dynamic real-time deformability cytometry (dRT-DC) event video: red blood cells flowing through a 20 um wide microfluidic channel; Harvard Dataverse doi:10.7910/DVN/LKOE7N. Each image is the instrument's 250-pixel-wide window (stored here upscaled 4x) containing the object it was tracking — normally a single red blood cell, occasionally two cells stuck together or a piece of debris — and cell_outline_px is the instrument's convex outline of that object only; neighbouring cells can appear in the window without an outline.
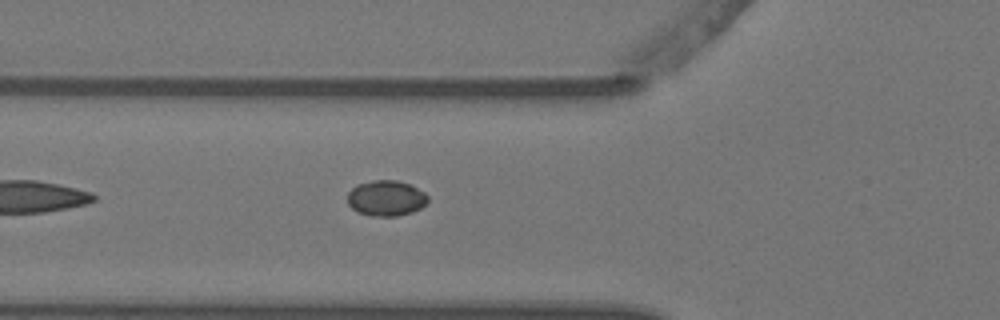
{"species": "Egyptian fruit bat (a non-hibernating species)", "species_latin": "Rousettus aegyptiacus", "temperature_condition": "warm", "stored_images_in_passage": 6, "camera_frame_rate_fps": 3000, "um_per_image_px": 0.085, "animal": {"sex": "female"}, "frame": {"image": 1, "passage_image": 6, "time_ms": 1.667, "image_size_px": [1000, 320], "cell_outline_px": [[428, 200], [420, 208], [412, 212], [396, 216], [372, 216], [360, 212], [352, 208], [348, 204], [348, 192], [356, 184], [372, 180], [396, 180], [412, 184], [424, 192], [428, 196]], "centroid_in_image_um": [32.82, 16.82], "position_along_channel_um": 93.0, "area_um2": 16.7}}